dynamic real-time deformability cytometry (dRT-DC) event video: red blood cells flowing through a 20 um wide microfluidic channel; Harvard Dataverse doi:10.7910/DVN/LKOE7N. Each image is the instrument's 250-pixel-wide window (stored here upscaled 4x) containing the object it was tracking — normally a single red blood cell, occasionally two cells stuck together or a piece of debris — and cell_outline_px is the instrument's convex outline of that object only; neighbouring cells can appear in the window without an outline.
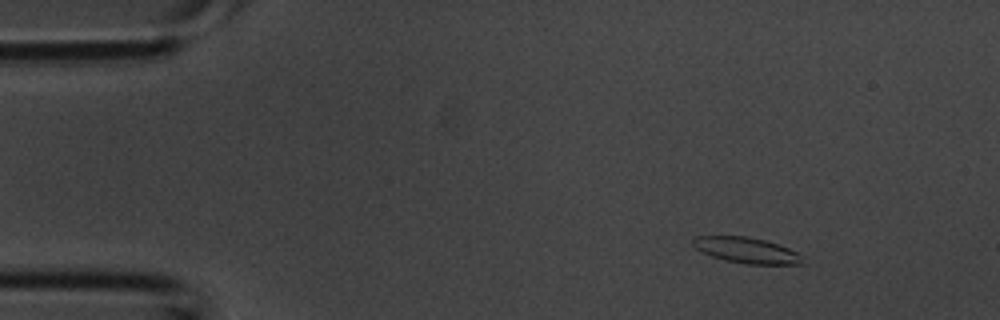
{"species": "common noctule bat (a hibernating species)", "species_latin": "Nyctalus noctula", "temperature_condition": "room temperature", "stored_images_in_passage": 3, "camera_frame_rate_fps": 3000, "um_per_image_px": 0.085, "animal": {"sex": "male", "body_mass_g": 20.1, "forearm_length_mm": 53.5}, "frame": {"image": 1, "passage_image": 1, "time_ms": 0.0, "image_size_px": [1000, 320], "cell_outline_px": [[804, 264], [744, 264], [724, 260], [712, 256], [696, 248], [692, 244], [692, 240], [696, 236], [748, 236], [764, 240], [788, 248], [804, 256]], "centroid_in_image_um": [63.48, 21.28], "position_along_channel_um": 21.5, "area_um2": 16.42}}
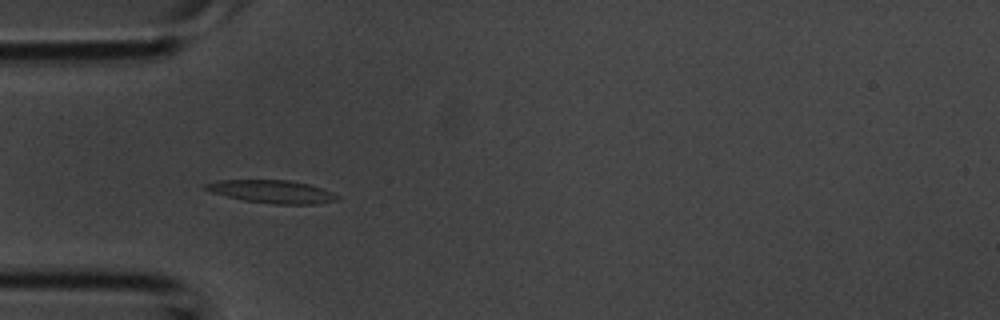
{"frame": {"image": 2, "passage_image": 3, "time_ms": 0.667, "image_size_px": [1000, 320], "cell_outline_px": [[340, 196], [336, 200], [316, 204], [276, 204], [244, 200], [212, 192], [204, 188], [204, 184], [220, 180], [288, 180], [308, 184], [332, 192]], "centroid_in_image_um": [23.13, 16.28], "position_along_channel_um": 61.9, "area_um2": 17.28}}